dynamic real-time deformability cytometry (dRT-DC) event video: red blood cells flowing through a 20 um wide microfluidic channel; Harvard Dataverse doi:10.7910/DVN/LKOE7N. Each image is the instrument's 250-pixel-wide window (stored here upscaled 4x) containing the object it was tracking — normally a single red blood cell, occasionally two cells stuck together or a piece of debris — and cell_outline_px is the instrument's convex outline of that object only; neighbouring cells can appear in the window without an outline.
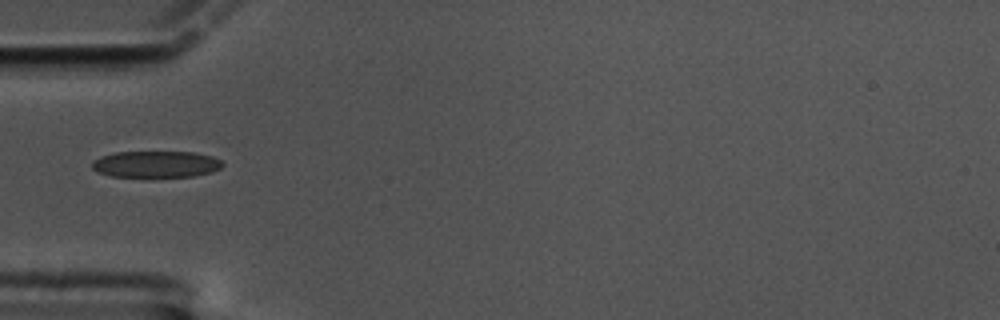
{"species": "common noctule bat (a hibernating species)", "species_latin": "Nyctalus noctula", "temperature_condition": "cold", "stored_images_in_passage": 41, "camera_frame_rate_fps": 3000, "um_per_image_px": 0.085, "animal": {"sex": "male", "body_mass_g": 17.5, "forearm_length_mm": 52.3}, "frame": {"image": 1, "passage_image": 1, "time_ms": 0.0, "image_size_px": [1000, 320], "cell_outline_px": [[224, 164], [220, 168], [212, 172], [196, 176], [108, 176], [96, 172], [92, 168], [92, 160], [100, 156], [116, 152], [196, 152], [212, 156], [220, 160]], "centroid_in_image_um": [13.24, 13.95], "position_along_channel_um": 71.8, "area_um2": 20.23}}
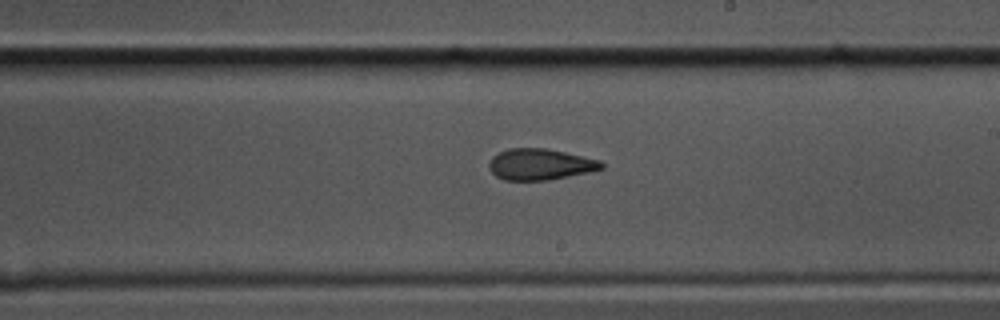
{"frame": {"image": 2, "passage_image": 16, "time_ms": 5.0, "image_size_px": [1000, 320], "cell_outline_px": [[604, 168], [588, 172], [548, 180], [504, 180], [496, 176], [492, 172], [488, 164], [492, 156], [508, 148], [544, 148], [564, 152], [600, 160], [604, 164]], "centroid_in_image_um": [45.9, 13.97], "position_along_channel_um": 243.1, "area_um2": 20.29}}
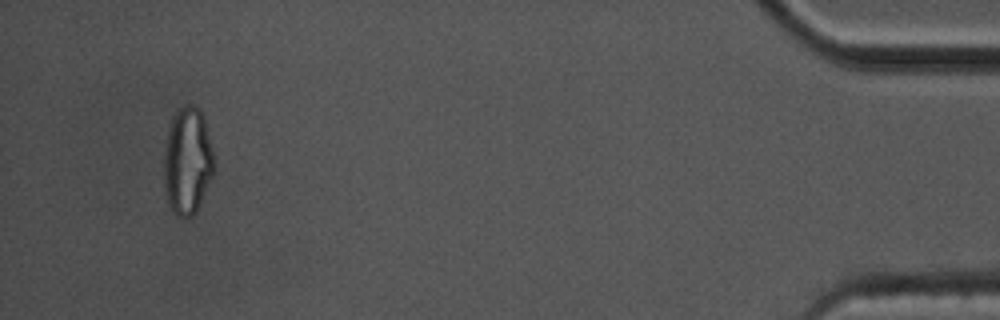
{"frame": {"image": 3, "passage_image": 38, "time_ms": 12.333, "image_size_px": [1000, 320], "cell_outline_px": [[216, 168], [196, 212], [192, 216], [176, 216], [168, 204], [164, 184], [164, 152], [168, 128], [172, 116], [176, 108], [188, 104], [192, 104], [200, 108], [204, 116], [212, 148]], "centroid_in_image_um": [15.94, 13.64], "position_along_channel_um": 419.3, "area_um2": 31.79}}